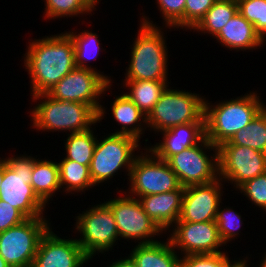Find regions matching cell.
I'll return each mask as SVG.
<instances>
[{"label":"cell","instance_id":"obj_1","mask_svg":"<svg viewBox=\"0 0 266 267\" xmlns=\"http://www.w3.org/2000/svg\"><path fill=\"white\" fill-rule=\"evenodd\" d=\"M40 38L31 37L22 54V67L30 80V96L48 93L76 67L73 39L65 30Z\"/></svg>","mask_w":266,"mask_h":267},{"label":"cell","instance_id":"obj_2","mask_svg":"<svg viewBox=\"0 0 266 267\" xmlns=\"http://www.w3.org/2000/svg\"><path fill=\"white\" fill-rule=\"evenodd\" d=\"M139 15L141 16L138 21L140 22L137 27L138 33H135V37L131 41L128 67L125 69L124 79L121 80L169 81L168 67L171 65L168 61H170L171 54H169L166 39H168L167 33L173 31V28L159 26L157 22L151 20L153 18H149V15H145L144 12Z\"/></svg>","mask_w":266,"mask_h":267},{"label":"cell","instance_id":"obj_3","mask_svg":"<svg viewBox=\"0 0 266 267\" xmlns=\"http://www.w3.org/2000/svg\"><path fill=\"white\" fill-rule=\"evenodd\" d=\"M257 92L248 90L244 95L216 100L215 103L206 97L204 116L207 140L218 147L245 128L266 106L262 93Z\"/></svg>","mask_w":266,"mask_h":267},{"label":"cell","instance_id":"obj_4","mask_svg":"<svg viewBox=\"0 0 266 267\" xmlns=\"http://www.w3.org/2000/svg\"><path fill=\"white\" fill-rule=\"evenodd\" d=\"M30 128L36 132L71 134L98 125V113L89 105L53 99L47 93L31 96ZM50 131V132H49ZM68 132V133H67Z\"/></svg>","mask_w":266,"mask_h":267},{"label":"cell","instance_id":"obj_5","mask_svg":"<svg viewBox=\"0 0 266 267\" xmlns=\"http://www.w3.org/2000/svg\"><path fill=\"white\" fill-rule=\"evenodd\" d=\"M33 154H8L4 159V177L0 183V200L18 209L26 218L45 216L47 206L35 194L31 182Z\"/></svg>","mask_w":266,"mask_h":267},{"label":"cell","instance_id":"obj_6","mask_svg":"<svg viewBox=\"0 0 266 267\" xmlns=\"http://www.w3.org/2000/svg\"><path fill=\"white\" fill-rule=\"evenodd\" d=\"M141 143L136 138L128 135L110 133L106 135L104 132V136L97 137L96 147L89 167L94 185L98 187L102 185L103 187L104 184H108L107 182L113 183L116 181L115 175L117 177L121 172H124L125 179H129L135 158L145 148Z\"/></svg>","mask_w":266,"mask_h":267},{"label":"cell","instance_id":"obj_7","mask_svg":"<svg viewBox=\"0 0 266 267\" xmlns=\"http://www.w3.org/2000/svg\"><path fill=\"white\" fill-rule=\"evenodd\" d=\"M84 210L72 217L76 222L71 232L75 233L81 249L92 261L97 255L99 258L102 255L107 257L105 254L109 255L108 252L114 250L113 247L116 245L115 248L118 249V241L122 242L120 241L114 214L103 201L102 203L97 202L95 205H89Z\"/></svg>","mask_w":266,"mask_h":267},{"label":"cell","instance_id":"obj_8","mask_svg":"<svg viewBox=\"0 0 266 267\" xmlns=\"http://www.w3.org/2000/svg\"><path fill=\"white\" fill-rule=\"evenodd\" d=\"M161 94L160 99L147 116L150 134H158L177 125L205 122V96L196 91L170 87ZM175 88V89H174ZM152 131V132H151Z\"/></svg>","mask_w":266,"mask_h":267},{"label":"cell","instance_id":"obj_9","mask_svg":"<svg viewBox=\"0 0 266 267\" xmlns=\"http://www.w3.org/2000/svg\"><path fill=\"white\" fill-rule=\"evenodd\" d=\"M112 86L99 72L75 67L47 93L53 99L79 102L91 106L98 113V124L107 116V105L102 98L112 94ZM109 91V92H108ZM108 92V93H107ZM108 94V95H107ZM103 101V102H101ZM103 103V104H102Z\"/></svg>","mask_w":266,"mask_h":267},{"label":"cell","instance_id":"obj_10","mask_svg":"<svg viewBox=\"0 0 266 267\" xmlns=\"http://www.w3.org/2000/svg\"><path fill=\"white\" fill-rule=\"evenodd\" d=\"M115 195L103 201L111 208L120 240L134 244L152 243L165 236L158 225L143 210L140 201L116 186ZM118 190V191H117ZM120 193V194H119ZM159 238V239H158Z\"/></svg>","mask_w":266,"mask_h":267},{"label":"cell","instance_id":"obj_11","mask_svg":"<svg viewBox=\"0 0 266 267\" xmlns=\"http://www.w3.org/2000/svg\"><path fill=\"white\" fill-rule=\"evenodd\" d=\"M124 191L135 198L172 192L181 187L167 161L157 158L147 147L135 158ZM127 189V190H126Z\"/></svg>","mask_w":266,"mask_h":267},{"label":"cell","instance_id":"obj_12","mask_svg":"<svg viewBox=\"0 0 266 267\" xmlns=\"http://www.w3.org/2000/svg\"><path fill=\"white\" fill-rule=\"evenodd\" d=\"M48 217L27 218L0 232V256L10 267H31L41 238L52 227Z\"/></svg>","mask_w":266,"mask_h":267},{"label":"cell","instance_id":"obj_13","mask_svg":"<svg viewBox=\"0 0 266 267\" xmlns=\"http://www.w3.org/2000/svg\"><path fill=\"white\" fill-rule=\"evenodd\" d=\"M167 163L183 187L206 184L219 178L218 147L206 137L199 144L174 154Z\"/></svg>","mask_w":266,"mask_h":267},{"label":"cell","instance_id":"obj_14","mask_svg":"<svg viewBox=\"0 0 266 267\" xmlns=\"http://www.w3.org/2000/svg\"><path fill=\"white\" fill-rule=\"evenodd\" d=\"M218 162L219 178L234 191L247 180L266 172V153L246 146L221 144Z\"/></svg>","mask_w":266,"mask_h":267},{"label":"cell","instance_id":"obj_15","mask_svg":"<svg viewBox=\"0 0 266 267\" xmlns=\"http://www.w3.org/2000/svg\"><path fill=\"white\" fill-rule=\"evenodd\" d=\"M166 235L181 257L188 254L227 252V250L225 251L227 247H224L215 220L196 223L177 221L166 232Z\"/></svg>","mask_w":266,"mask_h":267},{"label":"cell","instance_id":"obj_16","mask_svg":"<svg viewBox=\"0 0 266 267\" xmlns=\"http://www.w3.org/2000/svg\"><path fill=\"white\" fill-rule=\"evenodd\" d=\"M52 226L41 238L31 267H84L91 259L83 252L76 237L61 236ZM61 236V237H60Z\"/></svg>","mask_w":266,"mask_h":267},{"label":"cell","instance_id":"obj_17","mask_svg":"<svg viewBox=\"0 0 266 267\" xmlns=\"http://www.w3.org/2000/svg\"><path fill=\"white\" fill-rule=\"evenodd\" d=\"M225 183L220 179L206 184L187 186L182 197L178 221L206 222L216 218L218 207L226 198Z\"/></svg>","mask_w":266,"mask_h":267},{"label":"cell","instance_id":"obj_18","mask_svg":"<svg viewBox=\"0 0 266 267\" xmlns=\"http://www.w3.org/2000/svg\"><path fill=\"white\" fill-rule=\"evenodd\" d=\"M162 136H160V135ZM159 142L147 148L159 159L167 161L174 154L199 144L206 137L205 122L177 125L158 133Z\"/></svg>","mask_w":266,"mask_h":267},{"label":"cell","instance_id":"obj_19","mask_svg":"<svg viewBox=\"0 0 266 267\" xmlns=\"http://www.w3.org/2000/svg\"><path fill=\"white\" fill-rule=\"evenodd\" d=\"M120 93L113 96L114 99L112 98L110 101V110H107L110 111L113 122L116 121V125L120 126V129L115 127L117 130L113 129L115 131H110V134L128 135L136 138L139 142L142 138V142L145 141L144 146L147 147V143L151 142L148 137L143 139L144 134L149 131L147 117L122 91Z\"/></svg>","mask_w":266,"mask_h":267},{"label":"cell","instance_id":"obj_20","mask_svg":"<svg viewBox=\"0 0 266 267\" xmlns=\"http://www.w3.org/2000/svg\"><path fill=\"white\" fill-rule=\"evenodd\" d=\"M213 39H216L215 41L221 47L227 48V51L233 50L234 52H253L266 45V42L256 32L254 25L244 18L239 11Z\"/></svg>","mask_w":266,"mask_h":267},{"label":"cell","instance_id":"obj_21","mask_svg":"<svg viewBox=\"0 0 266 267\" xmlns=\"http://www.w3.org/2000/svg\"><path fill=\"white\" fill-rule=\"evenodd\" d=\"M185 187L181 186L172 192H164L139 197L143 210L166 234L179 220L182 197Z\"/></svg>","mask_w":266,"mask_h":267},{"label":"cell","instance_id":"obj_22","mask_svg":"<svg viewBox=\"0 0 266 267\" xmlns=\"http://www.w3.org/2000/svg\"><path fill=\"white\" fill-rule=\"evenodd\" d=\"M136 245H130L129 255L137 267H181V256L168 238Z\"/></svg>","mask_w":266,"mask_h":267},{"label":"cell","instance_id":"obj_23","mask_svg":"<svg viewBox=\"0 0 266 267\" xmlns=\"http://www.w3.org/2000/svg\"><path fill=\"white\" fill-rule=\"evenodd\" d=\"M37 158V155L34 156L30 184L38 198L49 207V204H52L51 201H54L53 197L62 194L59 182V166L57 160Z\"/></svg>","mask_w":266,"mask_h":267},{"label":"cell","instance_id":"obj_24","mask_svg":"<svg viewBox=\"0 0 266 267\" xmlns=\"http://www.w3.org/2000/svg\"><path fill=\"white\" fill-rule=\"evenodd\" d=\"M73 39L74 51H75V64L76 67L91 69L99 72L109 83L113 84L114 80L111 79L110 74H104V70L100 71L97 67H93L90 63L97 60L101 55L100 52H105L106 49L102 47V43L98 33L87 30H82L81 32L77 28L66 31ZM92 61V62H91ZM89 62V63H88Z\"/></svg>","mask_w":266,"mask_h":267},{"label":"cell","instance_id":"obj_25","mask_svg":"<svg viewBox=\"0 0 266 267\" xmlns=\"http://www.w3.org/2000/svg\"><path fill=\"white\" fill-rule=\"evenodd\" d=\"M121 82L122 83H118V85H121L120 87L123 89V94L127 96L146 117L160 99L161 94L169 85H172L171 80H134Z\"/></svg>","mask_w":266,"mask_h":267},{"label":"cell","instance_id":"obj_26","mask_svg":"<svg viewBox=\"0 0 266 267\" xmlns=\"http://www.w3.org/2000/svg\"><path fill=\"white\" fill-rule=\"evenodd\" d=\"M57 163L59 166V182L62 195L67 196L68 194L70 196L75 194L74 196H79L80 194L81 196L82 194L85 195L88 190L92 191L90 189L94 190L95 185L90 176V166L78 164L64 157L58 159Z\"/></svg>","mask_w":266,"mask_h":267},{"label":"cell","instance_id":"obj_27","mask_svg":"<svg viewBox=\"0 0 266 267\" xmlns=\"http://www.w3.org/2000/svg\"><path fill=\"white\" fill-rule=\"evenodd\" d=\"M43 1V0H42ZM102 0H44V20H61V18L81 17L82 25L86 22L82 18L87 15L93 16ZM99 3V4H98ZM84 15V16H83ZM83 16V17H82Z\"/></svg>","mask_w":266,"mask_h":267},{"label":"cell","instance_id":"obj_28","mask_svg":"<svg viewBox=\"0 0 266 267\" xmlns=\"http://www.w3.org/2000/svg\"><path fill=\"white\" fill-rule=\"evenodd\" d=\"M237 12V0H217L190 32L214 38Z\"/></svg>","mask_w":266,"mask_h":267},{"label":"cell","instance_id":"obj_29","mask_svg":"<svg viewBox=\"0 0 266 267\" xmlns=\"http://www.w3.org/2000/svg\"><path fill=\"white\" fill-rule=\"evenodd\" d=\"M95 128L94 125V128L89 130L67 134V137L63 139V149H65L62 157L78 164L90 166L98 137L95 134Z\"/></svg>","mask_w":266,"mask_h":267},{"label":"cell","instance_id":"obj_30","mask_svg":"<svg viewBox=\"0 0 266 267\" xmlns=\"http://www.w3.org/2000/svg\"><path fill=\"white\" fill-rule=\"evenodd\" d=\"M222 144L246 146L266 153V106L245 128Z\"/></svg>","mask_w":266,"mask_h":267},{"label":"cell","instance_id":"obj_31","mask_svg":"<svg viewBox=\"0 0 266 267\" xmlns=\"http://www.w3.org/2000/svg\"><path fill=\"white\" fill-rule=\"evenodd\" d=\"M223 205L224 203L221 202L218 207L215 223L218 226V232L222 242L226 247H229V245H227L228 243L231 245L234 243V241H236V239L240 238V230L242 229L241 227H243V221L245 220L242 217L241 213L235 211V208L233 206H229V203L228 206Z\"/></svg>","mask_w":266,"mask_h":267},{"label":"cell","instance_id":"obj_32","mask_svg":"<svg viewBox=\"0 0 266 267\" xmlns=\"http://www.w3.org/2000/svg\"><path fill=\"white\" fill-rule=\"evenodd\" d=\"M252 254H246L243 258H229L228 252L216 254H188L181 257V267H251ZM237 259V260H236ZM249 262V263H248ZM251 263V264H250Z\"/></svg>","mask_w":266,"mask_h":267},{"label":"cell","instance_id":"obj_33","mask_svg":"<svg viewBox=\"0 0 266 267\" xmlns=\"http://www.w3.org/2000/svg\"><path fill=\"white\" fill-rule=\"evenodd\" d=\"M239 13L254 25L266 42V0H237Z\"/></svg>","mask_w":266,"mask_h":267},{"label":"cell","instance_id":"obj_34","mask_svg":"<svg viewBox=\"0 0 266 267\" xmlns=\"http://www.w3.org/2000/svg\"><path fill=\"white\" fill-rule=\"evenodd\" d=\"M154 3L163 19L162 27L184 31L185 0H155Z\"/></svg>","mask_w":266,"mask_h":267},{"label":"cell","instance_id":"obj_35","mask_svg":"<svg viewBox=\"0 0 266 267\" xmlns=\"http://www.w3.org/2000/svg\"><path fill=\"white\" fill-rule=\"evenodd\" d=\"M237 191L247 198L248 203L263 210L262 213L266 215V172L247 180L235 190L236 193Z\"/></svg>","mask_w":266,"mask_h":267},{"label":"cell","instance_id":"obj_36","mask_svg":"<svg viewBox=\"0 0 266 267\" xmlns=\"http://www.w3.org/2000/svg\"><path fill=\"white\" fill-rule=\"evenodd\" d=\"M217 0H185L184 30H192Z\"/></svg>","mask_w":266,"mask_h":267},{"label":"cell","instance_id":"obj_37","mask_svg":"<svg viewBox=\"0 0 266 267\" xmlns=\"http://www.w3.org/2000/svg\"><path fill=\"white\" fill-rule=\"evenodd\" d=\"M27 218L6 201L0 200V232L16 226Z\"/></svg>","mask_w":266,"mask_h":267},{"label":"cell","instance_id":"obj_38","mask_svg":"<svg viewBox=\"0 0 266 267\" xmlns=\"http://www.w3.org/2000/svg\"><path fill=\"white\" fill-rule=\"evenodd\" d=\"M126 256L123 258L122 256L120 257V259L115 261H110L109 265H106L107 267H137L136 263L133 261V259L128 255L127 253H125ZM105 267V265H104Z\"/></svg>","mask_w":266,"mask_h":267},{"label":"cell","instance_id":"obj_39","mask_svg":"<svg viewBox=\"0 0 266 267\" xmlns=\"http://www.w3.org/2000/svg\"><path fill=\"white\" fill-rule=\"evenodd\" d=\"M4 177V159L0 157V183L2 182ZM1 186V184H0Z\"/></svg>","mask_w":266,"mask_h":267},{"label":"cell","instance_id":"obj_40","mask_svg":"<svg viewBox=\"0 0 266 267\" xmlns=\"http://www.w3.org/2000/svg\"><path fill=\"white\" fill-rule=\"evenodd\" d=\"M264 255L259 259L260 263L256 267H266V251L263 252Z\"/></svg>","mask_w":266,"mask_h":267},{"label":"cell","instance_id":"obj_41","mask_svg":"<svg viewBox=\"0 0 266 267\" xmlns=\"http://www.w3.org/2000/svg\"><path fill=\"white\" fill-rule=\"evenodd\" d=\"M0 267H10L1 256H0Z\"/></svg>","mask_w":266,"mask_h":267}]
</instances>
